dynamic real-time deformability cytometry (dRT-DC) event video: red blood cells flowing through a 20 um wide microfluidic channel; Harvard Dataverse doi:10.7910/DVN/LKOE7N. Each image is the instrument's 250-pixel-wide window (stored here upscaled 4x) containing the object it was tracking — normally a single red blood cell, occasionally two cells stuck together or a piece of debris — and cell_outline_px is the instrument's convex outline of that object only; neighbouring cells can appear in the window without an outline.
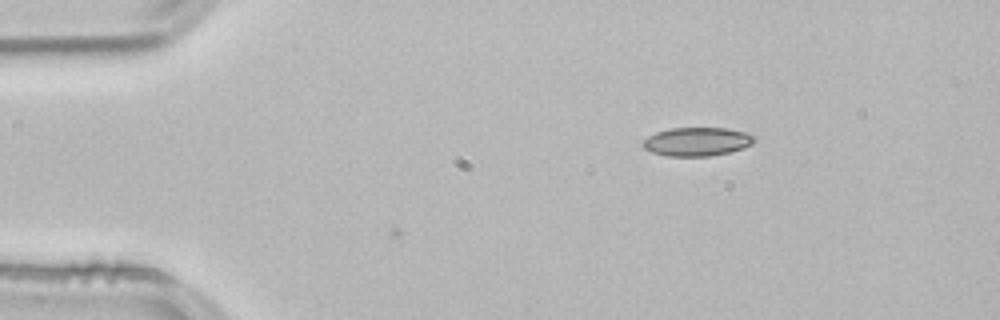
{"species": "common noctule bat (a hibernating species)", "species_latin": "Nyctalus noctula", "temperature_condition": "room temperature", "stored_images_in_passage": 3, "camera_frame_rate_fps": 3000, "um_per_image_px": 0.085, "animal": {"sex": "male", "body_mass_g": 21.5, "forearm_length_mm": 52.0}, "frame": {"image": 1, "passage_image": 1, "time_ms": 0.0, "image_size_px": [1000, 320], "cell_outline_px": [[756, 140], [752, 144], [728, 152], [708, 156], [668, 156], [652, 152], [644, 148], [640, 144], [648, 136], [656, 132], [668, 128], [728, 128], [744, 132], [756, 136]], "centroid_in_image_um": [59.22, 12.03], "position_along_channel_um": 25.8, "area_um2": 18.55}}